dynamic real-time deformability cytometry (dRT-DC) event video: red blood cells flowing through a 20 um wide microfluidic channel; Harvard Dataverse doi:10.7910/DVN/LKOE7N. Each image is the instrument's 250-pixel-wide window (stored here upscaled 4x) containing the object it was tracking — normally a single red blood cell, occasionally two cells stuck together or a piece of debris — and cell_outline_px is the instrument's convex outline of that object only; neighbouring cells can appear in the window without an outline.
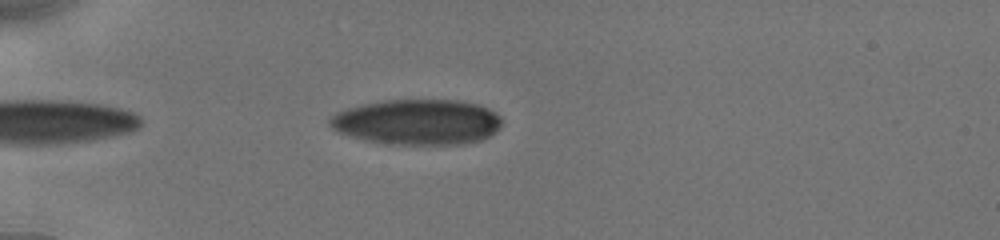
{"species": "human", "species_latin": "Homo sapiens", "temperature_condition": "cold", "stored_images_in_passage": 15, "camera_frame_rate_fps": 3000, "um_per_image_px": 0.085, "donor": {"sex": "male"}, "frame": {"image": 1, "passage_image": 10, "time_ms": 5.333, "image_size_px": [1000, 240], "cell_outline_px": [[500, 128], [496, 132], [480, 140], [460, 144], [400, 144], [368, 140], [352, 136], [340, 132], [332, 128], [328, 124], [328, 120], [336, 112], [348, 108], [364, 104], [388, 100], [460, 100], [476, 104], [488, 108], [496, 112], [500, 116]], "centroid_in_image_um": [35.5, 10.36], "position_along_channel_um": 49.5, "area_um2": 45.14}}
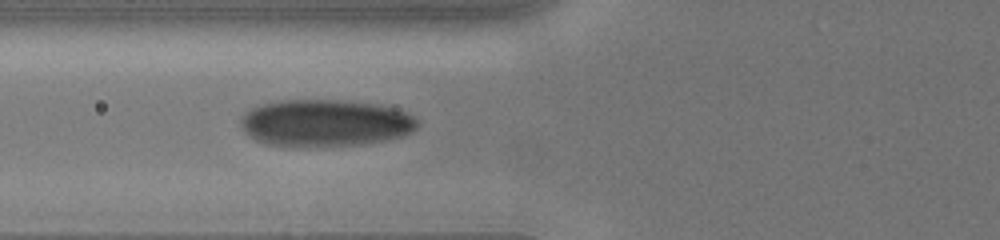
{"frame": {"image": 2, "passage_image": 13, "time_ms": 7.333, "image_size_px": [1000, 240], "cell_outline_px": [[416, 128], [412, 132], [400, 136], [384, 140], [360, 144], [268, 144], [256, 140], [244, 132], [240, 124], [240, 116], [244, 112], [260, 104], [280, 100], [340, 100], [376, 104], [396, 108], [412, 116], [416, 120]], "centroid_in_image_um": [27.6, 10.41], "position_along_channel_um": 98.2, "area_um2": 47.4}}
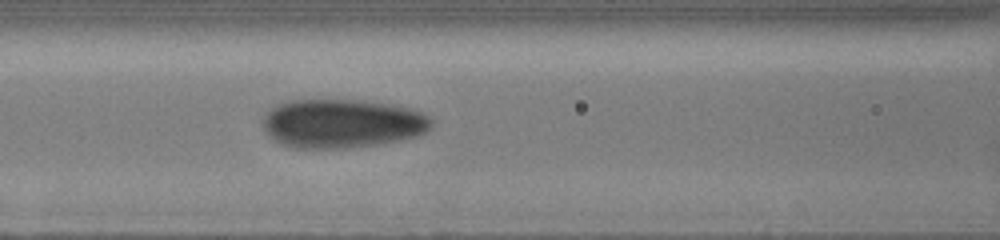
{"frame": {"image": 3, "passage_image": 15, "time_ms": 8.333, "image_size_px": [1000, 240], "cell_outline_px": [[432, 128], [416, 136], [400, 140], [380, 144], [348, 148], [292, 148], [280, 144], [264, 128], [264, 116], [272, 108], [280, 104], [292, 100], [360, 100], [392, 104], [412, 108], [428, 116], [432, 120]], "centroid_in_image_um": [29.13, 10.5], "position_along_channel_um": 137.5, "area_um2": 47.92}}